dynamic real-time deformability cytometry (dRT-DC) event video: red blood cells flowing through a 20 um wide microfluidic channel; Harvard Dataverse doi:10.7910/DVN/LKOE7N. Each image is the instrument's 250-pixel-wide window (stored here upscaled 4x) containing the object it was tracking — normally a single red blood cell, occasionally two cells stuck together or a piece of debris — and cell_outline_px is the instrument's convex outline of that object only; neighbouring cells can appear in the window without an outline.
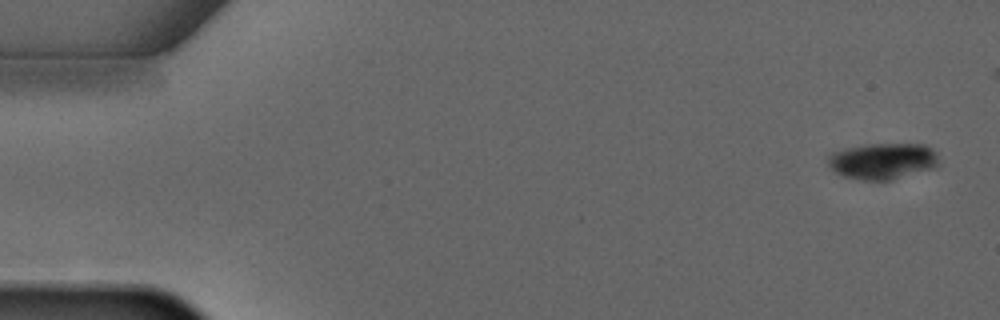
{"species": "common noctule bat (a hibernating species)", "species_latin": "Nyctalus noctula", "temperature_condition": "warm", "stored_images_in_passage": 4, "camera_frame_rate_fps": 3000, "um_per_image_px": 0.085, "animal": {"sex": "male", "forearm_length_mm": 52.5}, "frame": {"image": 1, "passage_image": 1, "time_ms": 0.0, "image_size_px": [1000, 320], "cell_outline_px": [[940, 164], [936, 168], [892, 180], [860, 180], [844, 176], [836, 172], [828, 164], [828, 156], [832, 152], [844, 148], [868, 144], [924, 144], [932, 148], [936, 152]], "centroid_in_image_um": [75.07, 13.69], "position_along_channel_um": 9.9, "area_um2": 23.7}}
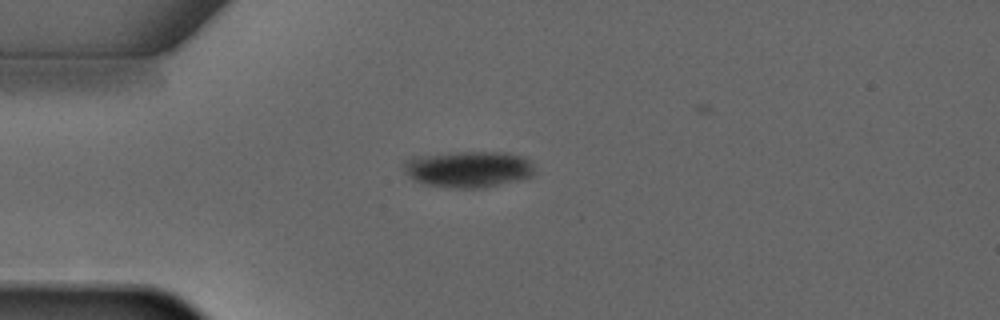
{"frame": {"image": 2, "passage_image": 3, "time_ms": 3.333, "image_size_px": [1000, 320], "cell_outline_px": [[532, 176], [484, 188], [456, 188], [428, 184], [412, 180], [404, 172], [404, 160], [412, 156], [460, 152], [504, 152], [524, 156], [532, 164]], "centroid_in_image_um": [39.76, 14.37], "position_along_channel_um": 45.2, "area_um2": 27.63}}